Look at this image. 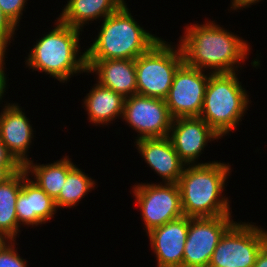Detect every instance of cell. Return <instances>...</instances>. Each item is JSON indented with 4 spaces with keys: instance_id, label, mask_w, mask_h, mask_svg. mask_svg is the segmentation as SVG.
<instances>
[{
    "instance_id": "cell-1",
    "label": "cell",
    "mask_w": 267,
    "mask_h": 267,
    "mask_svg": "<svg viewBox=\"0 0 267 267\" xmlns=\"http://www.w3.org/2000/svg\"><path fill=\"white\" fill-rule=\"evenodd\" d=\"M206 20L188 24L179 37L184 62L212 74L240 72L252 50L250 43L215 20Z\"/></svg>"
},
{
    "instance_id": "cell-2",
    "label": "cell",
    "mask_w": 267,
    "mask_h": 267,
    "mask_svg": "<svg viewBox=\"0 0 267 267\" xmlns=\"http://www.w3.org/2000/svg\"><path fill=\"white\" fill-rule=\"evenodd\" d=\"M231 168L229 163L218 160L185 166L178 181L184 216L201 218L232 214L230 196L223 193Z\"/></svg>"
},
{
    "instance_id": "cell-3",
    "label": "cell",
    "mask_w": 267,
    "mask_h": 267,
    "mask_svg": "<svg viewBox=\"0 0 267 267\" xmlns=\"http://www.w3.org/2000/svg\"><path fill=\"white\" fill-rule=\"evenodd\" d=\"M53 27L36 40L24 62L32 72L50 75L49 78L67 84L71 77L87 74L86 48L83 52V47H80L82 30L63 24L58 19H55Z\"/></svg>"
},
{
    "instance_id": "cell-4",
    "label": "cell",
    "mask_w": 267,
    "mask_h": 267,
    "mask_svg": "<svg viewBox=\"0 0 267 267\" xmlns=\"http://www.w3.org/2000/svg\"><path fill=\"white\" fill-rule=\"evenodd\" d=\"M127 4L101 21L97 35L86 49V60H135L161 39L136 21Z\"/></svg>"
},
{
    "instance_id": "cell-5",
    "label": "cell",
    "mask_w": 267,
    "mask_h": 267,
    "mask_svg": "<svg viewBox=\"0 0 267 267\" xmlns=\"http://www.w3.org/2000/svg\"><path fill=\"white\" fill-rule=\"evenodd\" d=\"M239 73L211 74L208 79L199 117L222 138L239 129L250 108L249 91L242 86Z\"/></svg>"
},
{
    "instance_id": "cell-6",
    "label": "cell",
    "mask_w": 267,
    "mask_h": 267,
    "mask_svg": "<svg viewBox=\"0 0 267 267\" xmlns=\"http://www.w3.org/2000/svg\"><path fill=\"white\" fill-rule=\"evenodd\" d=\"M184 62L180 45L161 38L135 59L137 94L165 99L178 67Z\"/></svg>"
},
{
    "instance_id": "cell-7",
    "label": "cell",
    "mask_w": 267,
    "mask_h": 267,
    "mask_svg": "<svg viewBox=\"0 0 267 267\" xmlns=\"http://www.w3.org/2000/svg\"><path fill=\"white\" fill-rule=\"evenodd\" d=\"M253 222H235L217 244L208 267H253L267 243V230Z\"/></svg>"
},
{
    "instance_id": "cell-8",
    "label": "cell",
    "mask_w": 267,
    "mask_h": 267,
    "mask_svg": "<svg viewBox=\"0 0 267 267\" xmlns=\"http://www.w3.org/2000/svg\"><path fill=\"white\" fill-rule=\"evenodd\" d=\"M150 183H135L131 191L146 233L184 216L178 183Z\"/></svg>"
},
{
    "instance_id": "cell-9",
    "label": "cell",
    "mask_w": 267,
    "mask_h": 267,
    "mask_svg": "<svg viewBox=\"0 0 267 267\" xmlns=\"http://www.w3.org/2000/svg\"><path fill=\"white\" fill-rule=\"evenodd\" d=\"M206 72L185 62L178 67L164 99L173 119L200 116L208 79L212 74Z\"/></svg>"
},
{
    "instance_id": "cell-10",
    "label": "cell",
    "mask_w": 267,
    "mask_h": 267,
    "mask_svg": "<svg viewBox=\"0 0 267 267\" xmlns=\"http://www.w3.org/2000/svg\"><path fill=\"white\" fill-rule=\"evenodd\" d=\"M121 121L137 132L138 140L168 137L173 117L164 99L137 94L124 99Z\"/></svg>"
},
{
    "instance_id": "cell-11",
    "label": "cell",
    "mask_w": 267,
    "mask_h": 267,
    "mask_svg": "<svg viewBox=\"0 0 267 267\" xmlns=\"http://www.w3.org/2000/svg\"><path fill=\"white\" fill-rule=\"evenodd\" d=\"M232 215L189 217L182 267H208L224 233L236 222Z\"/></svg>"
},
{
    "instance_id": "cell-12",
    "label": "cell",
    "mask_w": 267,
    "mask_h": 267,
    "mask_svg": "<svg viewBox=\"0 0 267 267\" xmlns=\"http://www.w3.org/2000/svg\"><path fill=\"white\" fill-rule=\"evenodd\" d=\"M168 138L175 151L186 165L207 164L214 161L199 162L201 154L208 143L222 139L200 117L173 119ZM203 151V152H202Z\"/></svg>"
},
{
    "instance_id": "cell-13",
    "label": "cell",
    "mask_w": 267,
    "mask_h": 267,
    "mask_svg": "<svg viewBox=\"0 0 267 267\" xmlns=\"http://www.w3.org/2000/svg\"><path fill=\"white\" fill-rule=\"evenodd\" d=\"M23 110L15 102L5 104L0 110V140L22 167L33 159L29 157L28 150L36 132Z\"/></svg>"
},
{
    "instance_id": "cell-14",
    "label": "cell",
    "mask_w": 267,
    "mask_h": 267,
    "mask_svg": "<svg viewBox=\"0 0 267 267\" xmlns=\"http://www.w3.org/2000/svg\"><path fill=\"white\" fill-rule=\"evenodd\" d=\"M188 229L189 217L182 216L146 233L157 267H182Z\"/></svg>"
},
{
    "instance_id": "cell-15",
    "label": "cell",
    "mask_w": 267,
    "mask_h": 267,
    "mask_svg": "<svg viewBox=\"0 0 267 267\" xmlns=\"http://www.w3.org/2000/svg\"><path fill=\"white\" fill-rule=\"evenodd\" d=\"M134 141V146L145 163L162 178L161 183H178L186 164L180 159L168 137Z\"/></svg>"
},
{
    "instance_id": "cell-16",
    "label": "cell",
    "mask_w": 267,
    "mask_h": 267,
    "mask_svg": "<svg viewBox=\"0 0 267 267\" xmlns=\"http://www.w3.org/2000/svg\"><path fill=\"white\" fill-rule=\"evenodd\" d=\"M87 75L95 74L96 82L120 94L123 98L137 95L135 60H86Z\"/></svg>"
},
{
    "instance_id": "cell-17",
    "label": "cell",
    "mask_w": 267,
    "mask_h": 267,
    "mask_svg": "<svg viewBox=\"0 0 267 267\" xmlns=\"http://www.w3.org/2000/svg\"><path fill=\"white\" fill-rule=\"evenodd\" d=\"M57 212L54 200L27 176L16 202L19 228L42 226L50 222Z\"/></svg>"
},
{
    "instance_id": "cell-18",
    "label": "cell",
    "mask_w": 267,
    "mask_h": 267,
    "mask_svg": "<svg viewBox=\"0 0 267 267\" xmlns=\"http://www.w3.org/2000/svg\"><path fill=\"white\" fill-rule=\"evenodd\" d=\"M91 88L82 101L88 122L93 126H108L117 118L121 119L125 98L96 81Z\"/></svg>"
},
{
    "instance_id": "cell-19",
    "label": "cell",
    "mask_w": 267,
    "mask_h": 267,
    "mask_svg": "<svg viewBox=\"0 0 267 267\" xmlns=\"http://www.w3.org/2000/svg\"><path fill=\"white\" fill-rule=\"evenodd\" d=\"M125 2V0H67L62 13L56 19L84 32L86 24L89 25L94 20L102 21L115 13Z\"/></svg>"
},
{
    "instance_id": "cell-20",
    "label": "cell",
    "mask_w": 267,
    "mask_h": 267,
    "mask_svg": "<svg viewBox=\"0 0 267 267\" xmlns=\"http://www.w3.org/2000/svg\"><path fill=\"white\" fill-rule=\"evenodd\" d=\"M27 176L26 170L22 168L0 184V235L6 240H17V236L19 237L21 233L16 202L22 182Z\"/></svg>"
},
{
    "instance_id": "cell-21",
    "label": "cell",
    "mask_w": 267,
    "mask_h": 267,
    "mask_svg": "<svg viewBox=\"0 0 267 267\" xmlns=\"http://www.w3.org/2000/svg\"><path fill=\"white\" fill-rule=\"evenodd\" d=\"M68 155L53 163L38 164L33 160L23 168L28 177L55 200L65 184L67 174L76 166Z\"/></svg>"
},
{
    "instance_id": "cell-22",
    "label": "cell",
    "mask_w": 267,
    "mask_h": 267,
    "mask_svg": "<svg viewBox=\"0 0 267 267\" xmlns=\"http://www.w3.org/2000/svg\"><path fill=\"white\" fill-rule=\"evenodd\" d=\"M97 182L76 165L68 174L59 196L54 200L57 210L79 205L86 195L95 190Z\"/></svg>"
},
{
    "instance_id": "cell-23",
    "label": "cell",
    "mask_w": 267,
    "mask_h": 267,
    "mask_svg": "<svg viewBox=\"0 0 267 267\" xmlns=\"http://www.w3.org/2000/svg\"><path fill=\"white\" fill-rule=\"evenodd\" d=\"M16 240H6L0 246V267H28V260L23 259L15 245Z\"/></svg>"
},
{
    "instance_id": "cell-24",
    "label": "cell",
    "mask_w": 267,
    "mask_h": 267,
    "mask_svg": "<svg viewBox=\"0 0 267 267\" xmlns=\"http://www.w3.org/2000/svg\"><path fill=\"white\" fill-rule=\"evenodd\" d=\"M28 0H0V8L3 14L19 28L20 20L23 16V11H26Z\"/></svg>"
},
{
    "instance_id": "cell-25",
    "label": "cell",
    "mask_w": 267,
    "mask_h": 267,
    "mask_svg": "<svg viewBox=\"0 0 267 267\" xmlns=\"http://www.w3.org/2000/svg\"><path fill=\"white\" fill-rule=\"evenodd\" d=\"M19 29L3 14L0 8V52L7 55L8 47Z\"/></svg>"
},
{
    "instance_id": "cell-26",
    "label": "cell",
    "mask_w": 267,
    "mask_h": 267,
    "mask_svg": "<svg viewBox=\"0 0 267 267\" xmlns=\"http://www.w3.org/2000/svg\"><path fill=\"white\" fill-rule=\"evenodd\" d=\"M5 58H8L6 56V54H3L1 57H0V105L3 104L2 102H5L6 104H10L11 102H6V101H3V97L6 95L5 93H8L6 92V90L8 89L7 87L9 86L8 85V81L9 79L7 80L8 76H7V72L5 69L6 67V62H5ZM6 72V73H5ZM0 107H3V106H0Z\"/></svg>"
},
{
    "instance_id": "cell-27",
    "label": "cell",
    "mask_w": 267,
    "mask_h": 267,
    "mask_svg": "<svg viewBox=\"0 0 267 267\" xmlns=\"http://www.w3.org/2000/svg\"><path fill=\"white\" fill-rule=\"evenodd\" d=\"M22 168L23 167L21 165H0V184L4 183L8 178Z\"/></svg>"
},
{
    "instance_id": "cell-28",
    "label": "cell",
    "mask_w": 267,
    "mask_h": 267,
    "mask_svg": "<svg viewBox=\"0 0 267 267\" xmlns=\"http://www.w3.org/2000/svg\"><path fill=\"white\" fill-rule=\"evenodd\" d=\"M0 165H20L0 140Z\"/></svg>"
},
{
    "instance_id": "cell-29",
    "label": "cell",
    "mask_w": 267,
    "mask_h": 267,
    "mask_svg": "<svg viewBox=\"0 0 267 267\" xmlns=\"http://www.w3.org/2000/svg\"><path fill=\"white\" fill-rule=\"evenodd\" d=\"M230 10L232 12L233 11H237L239 10H243V8H249L252 5L258 4L260 1L263 0H230Z\"/></svg>"
},
{
    "instance_id": "cell-30",
    "label": "cell",
    "mask_w": 267,
    "mask_h": 267,
    "mask_svg": "<svg viewBox=\"0 0 267 267\" xmlns=\"http://www.w3.org/2000/svg\"><path fill=\"white\" fill-rule=\"evenodd\" d=\"M253 267H267V243L257 254Z\"/></svg>"
},
{
    "instance_id": "cell-31",
    "label": "cell",
    "mask_w": 267,
    "mask_h": 267,
    "mask_svg": "<svg viewBox=\"0 0 267 267\" xmlns=\"http://www.w3.org/2000/svg\"><path fill=\"white\" fill-rule=\"evenodd\" d=\"M6 241L4 237L0 235V246Z\"/></svg>"
}]
</instances>
